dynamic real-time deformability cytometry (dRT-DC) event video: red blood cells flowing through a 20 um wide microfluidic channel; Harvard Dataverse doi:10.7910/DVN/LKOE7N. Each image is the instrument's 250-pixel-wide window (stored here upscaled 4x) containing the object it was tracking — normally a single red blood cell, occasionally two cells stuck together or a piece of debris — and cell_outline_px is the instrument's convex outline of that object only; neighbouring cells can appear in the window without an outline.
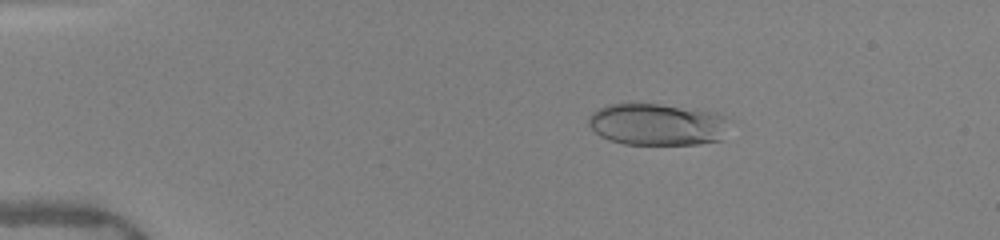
{"species": "human", "species_latin": "Homo sapiens", "temperature_condition": "warm", "stored_images_in_passage": 49, "camera_frame_rate_fps": 3000, "um_per_image_px": 0.085, "donor": {"sex": "female"}, "frame": {"image": 1, "passage_image": 8, "time_ms": 2.333, "image_size_px": [1000, 240], "cell_outline_px": [[724, 116], [720, 140], [700, 144], [624, 144], [608, 140], [600, 136], [588, 124], [588, 116], [592, 112], [608, 104], [660, 104], [716, 112]], "centroid_in_image_um": [55.76, 10.57], "position_along_channel_um": 29.2, "area_um2": 33.81}}
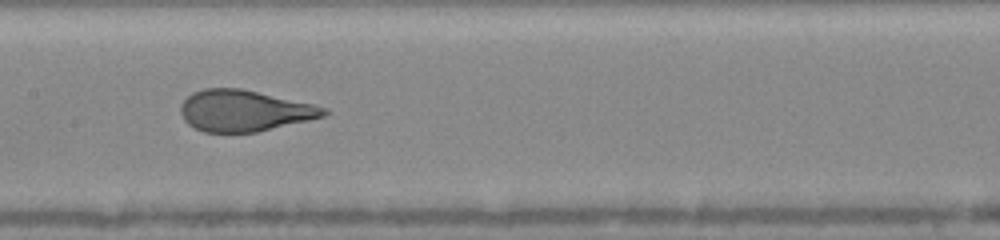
{"frame": {"image": 2, "passage_image": 25, "time_ms": 8.0, "image_size_px": [1000, 240], "cell_outline_px": [[328, 112], [324, 116], [308, 120], [256, 132], [204, 132], [188, 124], [184, 120], [180, 112], [180, 104], [192, 92], [204, 88], [240, 88], [312, 104], [324, 108]], "centroid_in_image_um": [20.7, 9.41], "position_along_channel_um": 186.7, "area_um2": 34.04}}
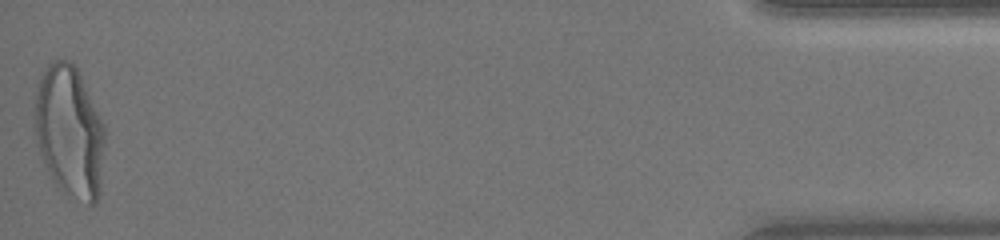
{"frame": {"image": 3, "passage_image": 49, "time_ms": 16.0, "image_size_px": [1000, 240], "cell_outline_px": [[104, 140], [100, 192], [96, 204], [88, 204], [60, 188], [56, 184], [40, 152], [32, 124], [36, 96], [40, 80], [48, 64], [52, 60], [68, 60], [80, 72], [104, 124]], "centroid_in_image_um": [5.91, 11.15], "position_along_channel_um": 429.3, "area_um2": 53.41}, "authors_computed_cell_mechanics": {"area_um2": 35.0846, "velocity_mm_per_s": 4.0537, "shape_relaxation_time_tau1_ms": 3.8687, "shape_relaxation_time_tau2_ms": null, "deformation_change_tau1": 0.2068, "deformation_change_tau2": null}}